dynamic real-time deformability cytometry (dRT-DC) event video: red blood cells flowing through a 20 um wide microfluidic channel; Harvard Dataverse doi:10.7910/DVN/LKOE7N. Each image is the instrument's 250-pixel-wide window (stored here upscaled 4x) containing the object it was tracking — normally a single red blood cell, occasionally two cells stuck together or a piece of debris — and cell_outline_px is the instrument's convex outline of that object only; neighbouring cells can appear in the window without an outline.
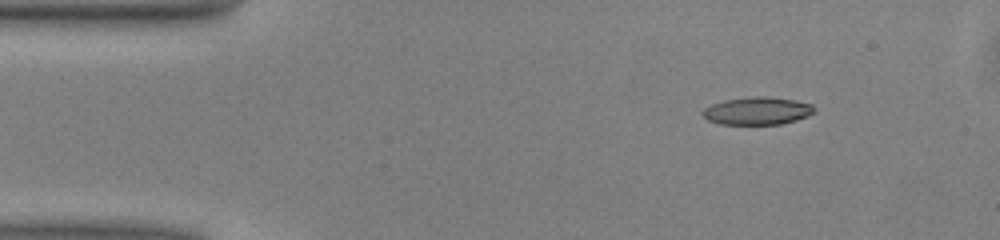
{"species": "common noctule bat (a hibernating species)", "species_latin": "Nyctalus noctula", "temperature_condition": "warm", "stored_images_in_passage": 44, "camera_frame_rate_fps": 3000, "um_per_image_px": 0.085, "animal": {"sex": "male", "body_mass_g": 13.0, "forearm_length_mm": 53.1}, "frame": {"image": 1, "passage_image": 1, "time_ms": 0.0, "image_size_px": [1000, 240], "cell_outline_px": [[812, 112], [808, 116], [796, 120], [780, 124], [720, 124], [708, 120], [700, 112], [704, 108], [712, 104], [724, 100], [752, 96], [764, 96], [796, 100], [812, 104]], "centroid_in_image_um": [64.33, 9.42], "position_along_channel_um": 20.7, "area_um2": 17.92}}
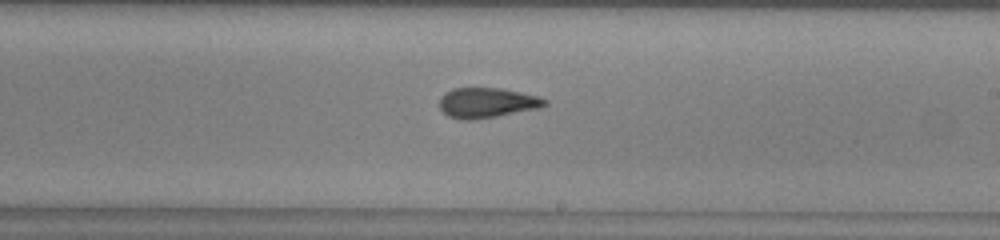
{"frame": {"image": 2, "passage_image": 23, "time_ms": 7.333, "image_size_px": [1000, 240], "cell_outline_px": [[548, 104], [540, 108], [496, 116], [468, 120], [464, 120], [448, 116], [440, 108], [440, 96], [444, 92], [452, 88], [500, 88], [520, 92], [536, 96], [548, 100]], "centroid_in_image_um": [41.38, 8.72], "position_along_channel_um": 247.6, "area_um2": 18.38}}
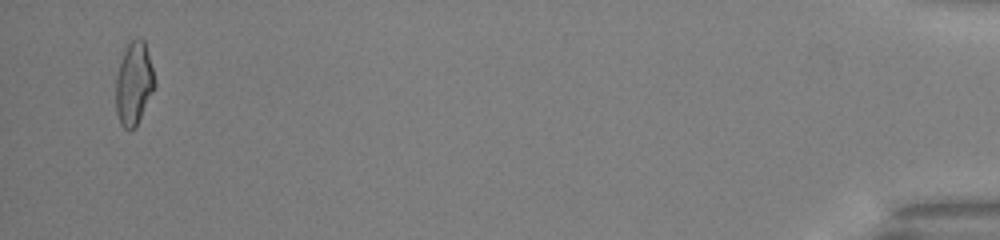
{"frame": {"image": 3, "passage_image": 43, "time_ms": 14.0, "image_size_px": [1000, 240], "cell_outline_px": [[156, 84], [136, 128], [124, 128], [120, 124], [116, 112], [116, 80], [120, 64], [124, 52], [128, 44], [136, 36], [140, 36], [144, 40], [152, 68]], "centroid_in_image_um": [11.38, 7.11], "position_along_channel_um": 423.8, "area_um2": 18.55}, "authors_computed_cell_mechanics": {"area_um2": 18.496, "velocity_mm_per_s": 4.0802, "shape_relaxation_time_tau1_ms": null, "shape_relaxation_time_tau2_ms": 2.7353, "deformation_change_tau1": null, "deformation_change_tau2": 0.1155}}